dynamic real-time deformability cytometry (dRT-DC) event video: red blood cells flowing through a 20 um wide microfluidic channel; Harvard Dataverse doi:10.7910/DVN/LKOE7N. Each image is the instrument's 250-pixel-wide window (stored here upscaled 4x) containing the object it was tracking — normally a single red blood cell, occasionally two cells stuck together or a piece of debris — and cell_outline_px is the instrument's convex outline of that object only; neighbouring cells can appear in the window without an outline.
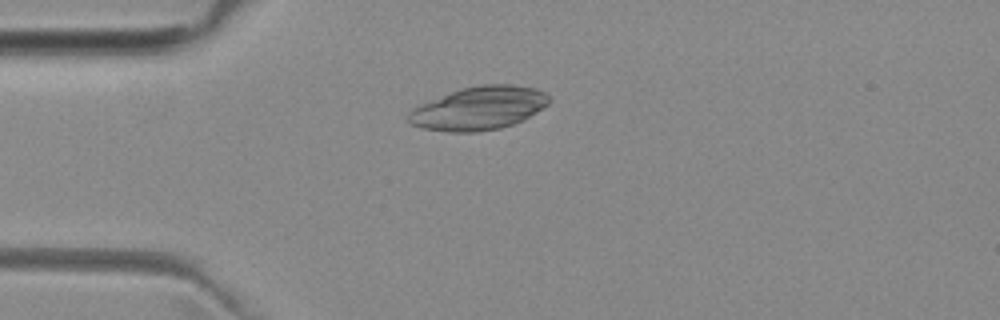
{"species": "common noctule bat (a hibernating species)", "species_latin": "Nyctalus noctula", "temperature_condition": "room temperature", "stored_images_in_passage": 5, "camera_frame_rate_fps": 3000, "um_per_image_px": 0.085, "animal": {"sex": "female", "body_mass_g": 29.2, "forearm_length_mm": 56.3}, "frame": {"image": 1, "passage_image": 5, "time_ms": 5.667, "image_size_px": [1000, 320], "cell_outline_px": [[552, 100], [548, 104], [536, 112], [512, 124], [500, 128], [476, 132], [448, 132], [420, 128], [408, 124], [408, 112], [416, 104], [460, 88], [480, 84], [512, 84], [536, 88], [544, 92]], "centroid_in_image_um": [40.63, 9.19], "position_along_channel_um": 44.4, "area_um2": 35.89}}